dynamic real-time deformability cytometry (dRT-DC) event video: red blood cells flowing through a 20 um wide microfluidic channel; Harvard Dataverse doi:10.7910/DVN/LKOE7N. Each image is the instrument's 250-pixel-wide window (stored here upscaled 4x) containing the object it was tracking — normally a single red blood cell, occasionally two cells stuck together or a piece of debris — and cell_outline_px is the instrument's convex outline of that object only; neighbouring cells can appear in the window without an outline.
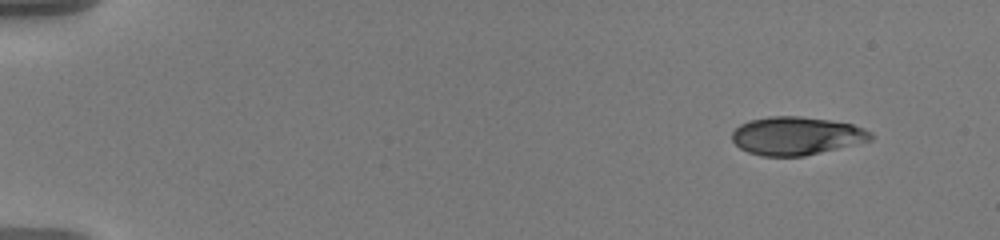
{"species": "human", "species_latin": "Homo sapiens", "temperature_condition": "warm", "stored_images_in_passage": 53, "camera_frame_rate_fps": 3000, "um_per_image_px": 0.085, "donor": {"sex": "male"}, "frame": {"image": 1, "passage_image": 1, "time_ms": 0.0, "image_size_px": [1000, 240], "cell_outline_px": [[872, 140], [804, 156], [760, 156], [748, 152], [740, 148], [732, 140], [732, 132], [740, 124], [748, 120], [768, 116], [800, 116], [828, 120], [852, 124], [864, 128], [872, 132]], "centroid_in_image_um": [67.67, 11.54], "position_along_channel_um": 17.3, "area_um2": 30.87}}
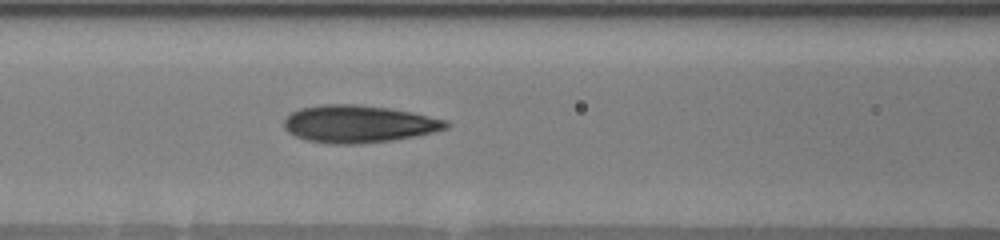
{"frame": {"image": 2, "passage_image": 22, "time_ms": 7.0, "image_size_px": [1000, 240], "cell_outline_px": [[452, 124], [448, 128], [416, 136], [392, 140], [360, 144], [332, 144], [308, 140], [296, 136], [288, 132], [284, 128], [284, 120], [292, 112], [300, 108], [324, 104], [356, 104], [388, 108], [412, 112], [448, 120]], "centroid_in_image_um": [30.51, 10.53], "position_along_channel_um": 136.1, "area_um2": 35.37}}
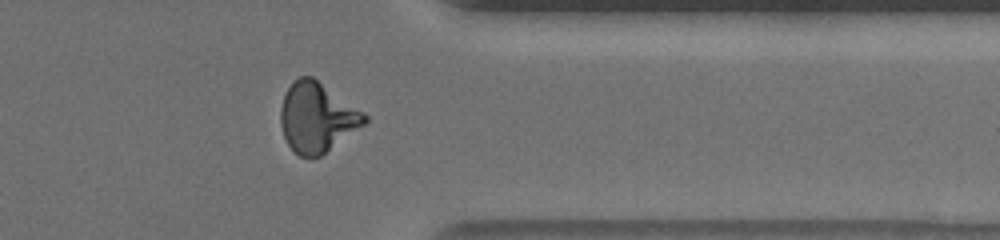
{"frame": {"image": 3, "passage_image": 43, "time_ms": 14.0, "image_size_px": [1000, 240], "cell_outline_px": [[368, 120], [364, 124], [320, 156], [300, 156], [288, 144], [284, 136], [280, 124], [280, 108], [284, 96], [292, 80], [300, 76], [312, 76], [364, 112], [368, 116]], "centroid_in_image_um": [26.93, 9.95], "position_along_channel_um": 384.5, "area_um2": 33.64}, "authors_computed_cell_mechanics": {"area_um2": 33.235, "velocity_mm_per_s": 3.6034, "shape_relaxation_time_tau1_ms": 4.2839, "shape_relaxation_time_tau2_ms": 1.3443, "deformation_change_tau1": 0.1961, "deformation_change_tau2": 0.0809}}